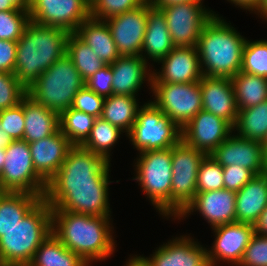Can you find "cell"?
<instances>
[{
	"label": "cell",
	"instance_id": "cell-1",
	"mask_svg": "<svg viewBox=\"0 0 267 266\" xmlns=\"http://www.w3.org/2000/svg\"><path fill=\"white\" fill-rule=\"evenodd\" d=\"M112 221L110 217L52 211V233L91 266L112 257L116 250Z\"/></svg>",
	"mask_w": 267,
	"mask_h": 266
},
{
	"label": "cell",
	"instance_id": "cell-2",
	"mask_svg": "<svg viewBox=\"0 0 267 266\" xmlns=\"http://www.w3.org/2000/svg\"><path fill=\"white\" fill-rule=\"evenodd\" d=\"M66 29L29 21L17 41L14 75L27 89L38 77L66 54Z\"/></svg>",
	"mask_w": 267,
	"mask_h": 266
},
{
	"label": "cell",
	"instance_id": "cell-3",
	"mask_svg": "<svg viewBox=\"0 0 267 266\" xmlns=\"http://www.w3.org/2000/svg\"><path fill=\"white\" fill-rule=\"evenodd\" d=\"M218 13L202 28L196 49L203 76L232 78L242 65L246 39Z\"/></svg>",
	"mask_w": 267,
	"mask_h": 266
},
{
	"label": "cell",
	"instance_id": "cell-4",
	"mask_svg": "<svg viewBox=\"0 0 267 266\" xmlns=\"http://www.w3.org/2000/svg\"><path fill=\"white\" fill-rule=\"evenodd\" d=\"M52 233V208L42 198L14 227L0 237V266H28Z\"/></svg>",
	"mask_w": 267,
	"mask_h": 266
},
{
	"label": "cell",
	"instance_id": "cell-5",
	"mask_svg": "<svg viewBox=\"0 0 267 266\" xmlns=\"http://www.w3.org/2000/svg\"><path fill=\"white\" fill-rule=\"evenodd\" d=\"M84 86L85 80L65 54L27 88V95L60 115L72 107L75 95Z\"/></svg>",
	"mask_w": 267,
	"mask_h": 266
},
{
	"label": "cell",
	"instance_id": "cell-6",
	"mask_svg": "<svg viewBox=\"0 0 267 266\" xmlns=\"http://www.w3.org/2000/svg\"><path fill=\"white\" fill-rule=\"evenodd\" d=\"M135 159L133 180L138 182L156 211L171 218L172 147L139 152Z\"/></svg>",
	"mask_w": 267,
	"mask_h": 266
},
{
	"label": "cell",
	"instance_id": "cell-7",
	"mask_svg": "<svg viewBox=\"0 0 267 266\" xmlns=\"http://www.w3.org/2000/svg\"><path fill=\"white\" fill-rule=\"evenodd\" d=\"M111 163L104 157L74 145L57 171L47 183V189L109 187Z\"/></svg>",
	"mask_w": 267,
	"mask_h": 266
},
{
	"label": "cell",
	"instance_id": "cell-8",
	"mask_svg": "<svg viewBox=\"0 0 267 266\" xmlns=\"http://www.w3.org/2000/svg\"><path fill=\"white\" fill-rule=\"evenodd\" d=\"M126 136L138 152L162 150L182 140V129L149 100L138 109L136 121Z\"/></svg>",
	"mask_w": 267,
	"mask_h": 266
},
{
	"label": "cell",
	"instance_id": "cell-9",
	"mask_svg": "<svg viewBox=\"0 0 267 266\" xmlns=\"http://www.w3.org/2000/svg\"><path fill=\"white\" fill-rule=\"evenodd\" d=\"M0 172V192H25L44 198L47 183L36 173L29 143L15 140L5 149Z\"/></svg>",
	"mask_w": 267,
	"mask_h": 266
},
{
	"label": "cell",
	"instance_id": "cell-10",
	"mask_svg": "<svg viewBox=\"0 0 267 266\" xmlns=\"http://www.w3.org/2000/svg\"><path fill=\"white\" fill-rule=\"evenodd\" d=\"M206 155L183 140L172 147L171 219L194 199L198 170Z\"/></svg>",
	"mask_w": 267,
	"mask_h": 266
},
{
	"label": "cell",
	"instance_id": "cell-11",
	"mask_svg": "<svg viewBox=\"0 0 267 266\" xmlns=\"http://www.w3.org/2000/svg\"><path fill=\"white\" fill-rule=\"evenodd\" d=\"M150 93L154 96L150 101L181 129L203 110L199 82L152 83Z\"/></svg>",
	"mask_w": 267,
	"mask_h": 266
},
{
	"label": "cell",
	"instance_id": "cell-12",
	"mask_svg": "<svg viewBox=\"0 0 267 266\" xmlns=\"http://www.w3.org/2000/svg\"><path fill=\"white\" fill-rule=\"evenodd\" d=\"M175 47H196L202 28L216 12L203 3H181L161 8Z\"/></svg>",
	"mask_w": 267,
	"mask_h": 266
},
{
	"label": "cell",
	"instance_id": "cell-13",
	"mask_svg": "<svg viewBox=\"0 0 267 266\" xmlns=\"http://www.w3.org/2000/svg\"><path fill=\"white\" fill-rule=\"evenodd\" d=\"M109 187L46 189L44 199L52 211L111 217Z\"/></svg>",
	"mask_w": 267,
	"mask_h": 266
},
{
	"label": "cell",
	"instance_id": "cell-14",
	"mask_svg": "<svg viewBox=\"0 0 267 266\" xmlns=\"http://www.w3.org/2000/svg\"><path fill=\"white\" fill-rule=\"evenodd\" d=\"M90 15L87 0H31L29 18L45 26L60 27L74 33Z\"/></svg>",
	"mask_w": 267,
	"mask_h": 266
},
{
	"label": "cell",
	"instance_id": "cell-15",
	"mask_svg": "<svg viewBox=\"0 0 267 266\" xmlns=\"http://www.w3.org/2000/svg\"><path fill=\"white\" fill-rule=\"evenodd\" d=\"M215 240L208 248L210 266H219L222 261L231 266H238L244 251L255 234L252 224L232 222L212 228ZM218 264V265H217Z\"/></svg>",
	"mask_w": 267,
	"mask_h": 266
},
{
	"label": "cell",
	"instance_id": "cell-16",
	"mask_svg": "<svg viewBox=\"0 0 267 266\" xmlns=\"http://www.w3.org/2000/svg\"><path fill=\"white\" fill-rule=\"evenodd\" d=\"M150 6L148 0L134 10L105 20L120 55H141Z\"/></svg>",
	"mask_w": 267,
	"mask_h": 266
},
{
	"label": "cell",
	"instance_id": "cell-17",
	"mask_svg": "<svg viewBox=\"0 0 267 266\" xmlns=\"http://www.w3.org/2000/svg\"><path fill=\"white\" fill-rule=\"evenodd\" d=\"M196 211L209 223L211 229L236 222V192L224 188L196 193L174 220H183Z\"/></svg>",
	"mask_w": 267,
	"mask_h": 266
},
{
	"label": "cell",
	"instance_id": "cell-18",
	"mask_svg": "<svg viewBox=\"0 0 267 266\" xmlns=\"http://www.w3.org/2000/svg\"><path fill=\"white\" fill-rule=\"evenodd\" d=\"M266 152L262 142L231 134L210 156L222 167L242 166L255 175L266 173Z\"/></svg>",
	"mask_w": 267,
	"mask_h": 266
},
{
	"label": "cell",
	"instance_id": "cell-19",
	"mask_svg": "<svg viewBox=\"0 0 267 266\" xmlns=\"http://www.w3.org/2000/svg\"><path fill=\"white\" fill-rule=\"evenodd\" d=\"M233 133V126L221 117L199 111L182 129V140L210 155Z\"/></svg>",
	"mask_w": 267,
	"mask_h": 266
},
{
	"label": "cell",
	"instance_id": "cell-20",
	"mask_svg": "<svg viewBox=\"0 0 267 266\" xmlns=\"http://www.w3.org/2000/svg\"><path fill=\"white\" fill-rule=\"evenodd\" d=\"M158 71L152 70V83H194L200 82L203 72L196 47H174L163 59Z\"/></svg>",
	"mask_w": 267,
	"mask_h": 266
},
{
	"label": "cell",
	"instance_id": "cell-21",
	"mask_svg": "<svg viewBox=\"0 0 267 266\" xmlns=\"http://www.w3.org/2000/svg\"><path fill=\"white\" fill-rule=\"evenodd\" d=\"M189 235L172 237L149 257H142L150 266H210L207 248Z\"/></svg>",
	"mask_w": 267,
	"mask_h": 266
},
{
	"label": "cell",
	"instance_id": "cell-22",
	"mask_svg": "<svg viewBox=\"0 0 267 266\" xmlns=\"http://www.w3.org/2000/svg\"><path fill=\"white\" fill-rule=\"evenodd\" d=\"M199 86L203 110L234 126L238 107L231 78L202 76Z\"/></svg>",
	"mask_w": 267,
	"mask_h": 266
},
{
	"label": "cell",
	"instance_id": "cell-23",
	"mask_svg": "<svg viewBox=\"0 0 267 266\" xmlns=\"http://www.w3.org/2000/svg\"><path fill=\"white\" fill-rule=\"evenodd\" d=\"M73 146L60 129L53 135L29 143L36 173L48 183L56 175Z\"/></svg>",
	"mask_w": 267,
	"mask_h": 266
},
{
	"label": "cell",
	"instance_id": "cell-24",
	"mask_svg": "<svg viewBox=\"0 0 267 266\" xmlns=\"http://www.w3.org/2000/svg\"><path fill=\"white\" fill-rule=\"evenodd\" d=\"M149 64L141 56L121 55L117 58L110 64L113 94L136 97L145 81L151 91L152 68Z\"/></svg>",
	"mask_w": 267,
	"mask_h": 266
},
{
	"label": "cell",
	"instance_id": "cell-25",
	"mask_svg": "<svg viewBox=\"0 0 267 266\" xmlns=\"http://www.w3.org/2000/svg\"><path fill=\"white\" fill-rule=\"evenodd\" d=\"M175 47L172 42L164 13L152 5L148 8L146 31L141 50V57L157 63L167 56Z\"/></svg>",
	"mask_w": 267,
	"mask_h": 266
},
{
	"label": "cell",
	"instance_id": "cell-26",
	"mask_svg": "<svg viewBox=\"0 0 267 266\" xmlns=\"http://www.w3.org/2000/svg\"><path fill=\"white\" fill-rule=\"evenodd\" d=\"M266 207L267 173H264L236 192V222L255 225Z\"/></svg>",
	"mask_w": 267,
	"mask_h": 266
},
{
	"label": "cell",
	"instance_id": "cell-27",
	"mask_svg": "<svg viewBox=\"0 0 267 266\" xmlns=\"http://www.w3.org/2000/svg\"><path fill=\"white\" fill-rule=\"evenodd\" d=\"M23 112V140L28 143L53 135L60 129L59 114L34 101L27 94L23 97Z\"/></svg>",
	"mask_w": 267,
	"mask_h": 266
},
{
	"label": "cell",
	"instance_id": "cell-28",
	"mask_svg": "<svg viewBox=\"0 0 267 266\" xmlns=\"http://www.w3.org/2000/svg\"><path fill=\"white\" fill-rule=\"evenodd\" d=\"M74 33L93 49L105 65L112 64L121 56L113 41L110 28L105 21L90 17Z\"/></svg>",
	"mask_w": 267,
	"mask_h": 266
},
{
	"label": "cell",
	"instance_id": "cell-29",
	"mask_svg": "<svg viewBox=\"0 0 267 266\" xmlns=\"http://www.w3.org/2000/svg\"><path fill=\"white\" fill-rule=\"evenodd\" d=\"M42 198L25 192H0V237L19 223Z\"/></svg>",
	"mask_w": 267,
	"mask_h": 266
},
{
	"label": "cell",
	"instance_id": "cell-30",
	"mask_svg": "<svg viewBox=\"0 0 267 266\" xmlns=\"http://www.w3.org/2000/svg\"><path fill=\"white\" fill-rule=\"evenodd\" d=\"M138 96L112 94L105 98L101 118L122 130L125 135L133 127L141 102ZM140 105V106H139Z\"/></svg>",
	"mask_w": 267,
	"mask_h": 266
},
{
	"label": "cell",
	"instance_id": "cell-31",
	"mask_svg": "<svg viewBox=\"0 0 267 266\" xmlns=\"http://www.w3.org/2000/svg\"><path fill=\"white\" fill-rule=\"evenodd\" d=\"M28 266H89L51 233L36 250Z\"/></svg>",
	"mask_w": 267,
	"mask_h": 266
},
{
	"label": "cell",
	"instance_id": "cell-32",
	"mask_svg": "<svg viewBox=\"0 0 267 266\" xmlns=\"http://www.w3.org/2000/svg\"><path fill=\"white\" fill-rule=\"evenodd\" d=\"M231 81L238 110L256 106L267 100V78L240 71Z\"/></svg>",
	"mask_w": 267,
	"mask_h": 266
},
{
	"label": "cell",
	"instance_id": "cell-33",
	"mask_svg": "<svg viewBox=\"0 0 267 266\" xmlns=\"http://www.w3.org/2000/svg\"><path fill=\"white\" fill-rule=\"evenodd\" d=\"M233 131L240 137L263 143L267 136V100L238 110Z\"/></svg>",
	"mask_w": 267,
	"mask_h": 266
},
{
	"label": "cell",
	"instance_id": "cell-34",
	"mask_svg": "<svg viewBox=\"0 0 267 266\" xmlns=\"http://www.w3.org/2000/svg\"><path fill=\"white\" fill-rule=\"evenodd\" d=\"M123 133L118 127L98 117L95 120L89 137L81 146L111 162V150Z\"/></svg>",
	"mask_w": 267,
	"mask_h": 266
},
{
	"label": "cell",
	"instance_id": "cell-35",
	"mask_svg": "<svg viewBox=\"0 0 267 266\" xmlns=\"http://www.w3.org/2000/svg\"><path fill=\"white\" fill-rule=\"evenodd\" d=\"M66 54L84 80L105 66L92 48L84 43L75 33H70L66 40Z\"/></svg>",
	"mask_w": 267,
	"mask_h": 266
},
{
	"label": "cell",
	"instance_id": "cell-36",
	"mask_svg": "<svg viewBox=\"0 0 267 266\" xmlns=\"http://www.w3.org/2000/svg\"><path fill=\"white\" fill-rule=\"evenodd\" d=\"M96 118L68 108L59 115L60 130L73 145H82L91 133Z\"/></svg>",
	"mask_w": 267,
	"mask_h": 266
},
{
	"label": "cell",
	"instance_id": "cell-37",
	"mask_svg": "<svg viewBox=\"0 0 267 266\" xmlns=\"http://www.w3.org/2000/svg\"><path fill=\"white\" fill-rule=\"evenodd\" d=\"M241 72L267 78V40L246 39L242 53Z\"/></svg>",
	"mask_w": 267,
	"mask_h": 266
},
{
	"label": "cell",
	"instance_id": "cell-38",
	"mask_svg": "<svg viewBox=\"0 0 267 266\" xmlns=\"http://www.w3.org/2000/svg\"><path fill=\"white\" fill-rule=\"evenodd\" d=\"M224 189L223 168L213 157L206 155L200 164L196 193Z\"/></svg>",
	"mask_w": 267,
	"mask_h": 266
},
{
	"label": "cell",
	"instance_id": "cell-39",
	"mask_svg": "<svg viewBox=\"0 0 267 266\" xmlns=\"http://www.w3.org/2000/svg\"><path fill=\"white\" fill-rule=\"evenodd\" d=\"M148 0H94L90 4L91 18L105 21L125 12L134 10Z\"/></svg>",
	"mask_w": 267,
	"mask_h": 266
},
{
	"label": "cell",
	"instance_id": "cell-40",
	"mask_svg": "<svg viewBox=\"0 0 267 266\" xmlns=\"http://www.w3.org/2000/svg\"><path fill=\"white\" fill-rule=\"evenodd\" d=\"M29 21V11H0V40L17 42Z\"/></svg>",
	"mask_w": 267,
	"mask_h": 266
},
{
	"label": "cell",
	"instance_id": "cell-41",
	"mask_svg": "<svg viewBox=\"0 0 267 266\" xmlns=\"http://www.w3.org/2000/svg\"><path fill=\"white\" fill-rule=\"evenodd\" d=\"M27 89L13 73L0 72V110L17 106Z\"/></svg>",
	"mask_w": 267,
	"mask_h": 266
},
{
	"label": "cell",
	"instance_id": "cell-42",
	"mask_svg": "<svg viewBox=\"0 0 267 266\" xmlns=\"http://www.w3.org/2000/svg\"><path fill=\"white\" fill-rule=\"evenodd\" d=\"M24 126L23 98L17 106L0 110V128L13 141L23 140Z\"/></svg>",
	"mask_w": 267,
	"mask_h": 266
},
{
	"label": "cell",
	"instance_id": "cell-43",
	"mask_svg": "<svg viewBox=\"0 0 267 266\" xmlns=\"http://www.w3.org/2000/svg\"><path fill=\"white\" fill-rule=\"evenodd\" d=\"M238 266H267V235H253Z\"/></svg>",
	"mask_w": 267,
	"mask_h": 266
},
{
	"label": "cell",
	"instance_id": "cell-44",
	"mask_svg": "<svg viewBox=\"0 0 267 266\" xmlns=\"http://www.w3.org/2000/svg\"><path fill=\"white\" fill-rule=\"evenodd\" d=\"M104 100V97L84 86L75 95L72 108L98 118L101 116Z\"/></svg>",
	"mask_w": 267,
	"mask_h": 266
},
{
	"label": "cell",
	"instance_id": "cell-45",
	"mask_svg": "<svg viewBox=\"0 0 267 266\" xmlns=\"http://www.w3.org/2000/svg\"><path fill=\"white\" fill-rule=\"evenodd\" d=\"M113 74L110 65H105L85 80V86L99 96L107 98L113 94Z\"/></svg>",
	"mask_w": 267,
	"mask_h": 266
},
{
	"label": "cell",
	"instance_id": "cell-46",
	"mask_svg": "<svg viewBox=\"0 0 267 266\" xmlns=\"http://www.w3.org/2000/svg\"><path fill=\"white\" fill-rule=\"evenodd\" d=\"M223 168L224 188L231 191H239L256 175L248 168L231 165Z\"/></svg>",
	"mask_w": 267,
	"mask_h": 266
},
{
	"label": "cell",
	"instance_id": "cell-47",
	"mask_svg": "<svg viewBox=\"0 0 267 266\" xmlns=\"http://www.w3.org/2000/svg\"><path fill=\"white\" fill-rule=\"evenodd\" d=\"M17 55V42L0 40V72L14 74Z\"/></svg>",
	"mask_w": 267,
	"mask_h": 266
},
{
	"label": "cell",
	"instance_id": "cell-48",
	"mask_svg": "<svg viewBox=\"0 0 267 266\" xmlns=\"http://www.w3.org/2000/svg\"><path fill=\"white\" fill-rule=\"evenodd\" d=\"M230 4H234L235 7H240V9H244L253 13L257 10L259 3L261 0H227Z\"/></svg>",
	"mask_w": 267,
	"mask_h": 266
},
{
	"label": "cell",
	"instance_id": "cell-49",
	"mask_svg": "<svg viewBox=\"0 0 267 266\" xmlns=\"http://www.w3.org/2000/svg\"><path fill=\"white\" fill-rule=\"evenodd\" d=\"M151 5L157 9H161L164 7H168L174 4H181V3H204V0H149Z\"/></svg>",
	"mask_w": 267,
	"mask_h": 266
},
{
	"label": "cell",
	"instance_id": "cell-50",
	"mask_svg": "<svg viewBox=\"0 0 267 266\" xmlns=\"http://www.w3.org/2000/svg\"><path fill=\"white\" fill-rule=\"evenodd\" d=\"M255 233L267 235V207L261 213L258 222L254 225Z\"/></svg>",
	"mask_w": 267,
	"mask_h": 266
},
{
	"label": "cell",
	"instance_id": "cell-51",
	"mask_svg": "<svg viewBox=\"0 0 267 266\" xmlns=\"http://www.w3.org/2000/svg\"><path fill=\"white\" fill-rule=\"evenodd\" d=\"M128 258L130 259L126 261L124 266H150L148 262L141 255L139 256L137 254L135 256L133 255L132 257L130 255V257Z\"/></svg>",
	"mask_w": 267,
	"mask_h": 266
},
{
	"label": "cell",
	"instance_id": "cell-52",
	"mask_svg": "<svg viewBox=\"0 0 267 266\" xmlns=\"http://www.w3.org/2000/svg\"><path fill=\"white\" fill-rule=\"evenodd\" d=\"M258 17L262 18L264 21L267 22V0H261L258 5L257 10L254 12Z\"/></svg>",
	"mask_w": 267,
	"mask_h": 266
},
{
	"label": "cell",
	"instance_id": "cell-53",
	"mask_svg": "<svg viewBox=\"0 0 267 266\" xmlns=\"http://www.w3.org/2000/svg\"><path fill=\"white\" fill-rule=\"evenodd\" d=\"M0 11H25L18 9L12 2L9 0H0Z\"/></svg>",
	"mask_w": 267,
	"mask_h": 266
},
{
	"label": "cell",
	"instance_id": "cell-54",
	"mask_svg": "<svg viewBox=\"0 0 267 266\" xmlns=\"http://www.w3.org/2000/svg\"><path fill=\"white\" fill-rule=\"evenodd\" d=\"M12 141L10 136L0 128V148L6 149Z\"/></svg>",
	"mask_w": 267,
	"mask_h": 266
},
{
	"label": "cell",
	"instance_id": "cell-55",
	"mask_svg": "<svg viewBox=\"0 0 267 266\" xmlns=\"http://www.w3.org/2000/svg\"><path fill=\"white\" fill-rule=\"evenodd\" d=\"M12 2L18 9L29 11L31 0H9Z\"/></svg>",
	"mask_w": 267,
	"mask_h": 266
},
{
	"label": "cell",
	"instance_id": "cell-56",
	"mask_svg": "<svg viewBox=\"0 0 267 266\" xmlns=\"http://www.w3.org/2000/svg\"><path fill=\"white\" fill-rule=\"evenodd\" d=\"M5 149L0 148V172L3 168L4 162H5Z\"/></svg>",
	"mask_w": 267,
	"mask_h": 266
},
{
	"label": "cell",
	"instance_id": "cell-57",
	"mask_svg": "<svg viewBox=\"0 0 267 266\" xmlns=\"http://www.w3.org/2000/svg\"><path fill=\"white\" fill-rule=\"evenodd\" d=\"M263 145H264V149L266 150L267 149V136H266V139L263 142Z\"/></svg>",
	"mask_w": 267,
	"mask_h": 266
},
{
	"label": "cell",
	"instance_id": "cell-58",
	"mask_svg": "<svg viewBox=\"0 0 267 266\" xmlns=\"http://www.w3.org/2000/svg\"><path fill=\"white\" fill-rule=\"evenodd\" d=\"M265 152H266L265 156H266V173H267V149L265 150Z\"/></svg>",
	"mask_w": 267,
	"mask_h": 266
},
{
	"label": "cell",
	"instance_id": "cell-59",
	"mask_svg": "<svg viewBox=\"0 0 267 266\" xmlns=\"http://www.w3.org/2000/svg\"><path fill=\"white\" fill-rule=\"evenodd\" d=\"M93 1H94V0H87V2H88L89 4H91Z\"/></svg>",
	"mask_w": 267,
	"mask_h": 266
}]
</instances>
